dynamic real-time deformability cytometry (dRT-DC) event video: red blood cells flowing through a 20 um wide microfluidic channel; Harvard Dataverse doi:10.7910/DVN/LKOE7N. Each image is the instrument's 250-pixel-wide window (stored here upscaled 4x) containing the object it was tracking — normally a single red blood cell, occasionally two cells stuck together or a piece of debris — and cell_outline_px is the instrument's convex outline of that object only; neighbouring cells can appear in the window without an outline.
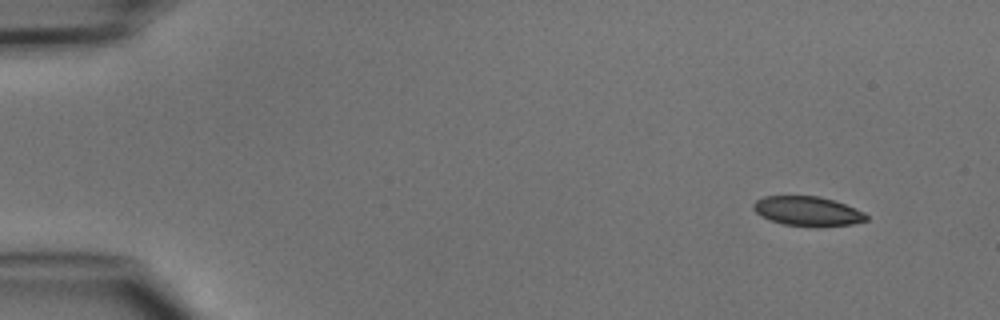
{"species": "common noctule bat (a hibernating species)", "species_latin": "Nyctalus noctula", "temperature_condition": "cold", "stored_images_in_passage": 3, "camera_frame_rate_fps": 3000, "um_per_image_px": 0.085, "animal": {"sex": "male", "body_mass_g": 15.6}, "frame": {"image": 1, "passage_image": 1, "time_ms": 0.0, "image_size_px": [1000, 320], "cell_outline_px": [[868, 220], [852, 224], [820, 228], [812, 228], [784, 224], [768, 220], [760, 216], [752, 208], [752, 204], [756, 200], [764, 196], [820, 196], [844, 204], [864, 212], [868, 216]], "centroid_in_image_um": [68.63, 17.98], "position_along_channel_um": 16.4, "area_um2": 19.83}}
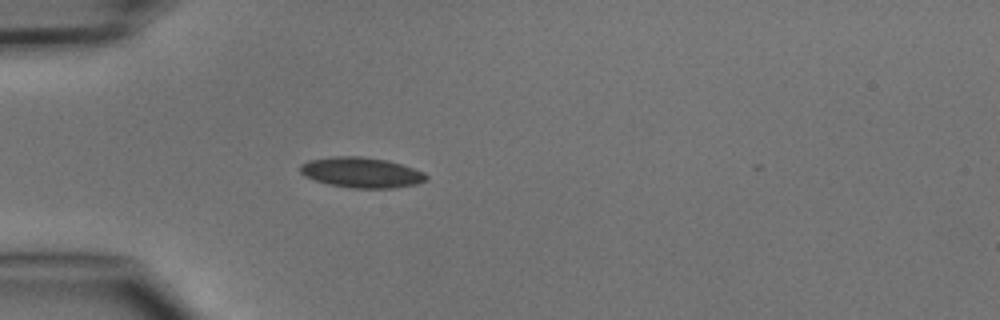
{"frame": {"image": 2, "passage_image": 3, "time_ms": 3.333, "image_size_px": [1000, 320], "cell_outline_px": [[428, 180], [416, 184], [392, 188], [352, 188], [328, 184], [304, 176], [300, 172], [300, 164], [308, 160], [332, 156], [360, 156], [388, 160], [424, 172], [428, 176]], "centroid_in_image_um": [30.71, 14.66], "position_along_channel_um": 54.3, "area_um2": 22.37}}